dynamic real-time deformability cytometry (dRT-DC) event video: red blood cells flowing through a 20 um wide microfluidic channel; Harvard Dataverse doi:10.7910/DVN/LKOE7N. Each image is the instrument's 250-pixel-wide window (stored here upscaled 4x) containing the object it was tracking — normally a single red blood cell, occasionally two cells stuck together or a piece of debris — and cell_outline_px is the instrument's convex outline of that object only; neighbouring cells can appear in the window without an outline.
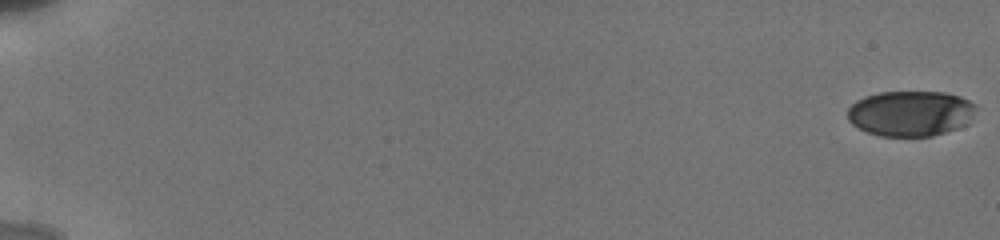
{"species": "human", "species_latin": "Homo sapiens", "temperature_condition": "cold", "stored_images_in_passage": 65, "camera_frame_rate_fps": 3000, "um_per_image_px": 0.085, "donor": {"sex": "male"}, "frame": {"image": 1, "passage_image": 1, "time_ms": 0.0, "image_size_px": [1000, 240], "cell_outline_px": [[976, 108], [968, 124], [932, 136], [880, 136], [868, 132], [852, 124], [848, 120], [848, 108], [856, 100], [864, 96], [880, 92], [944, 92], [960, 96], [976, 104]], "centroid_in_image_um": [77.39, 9.63], "position_along_channel_um": 7.6, "area_um2": 34.04}}
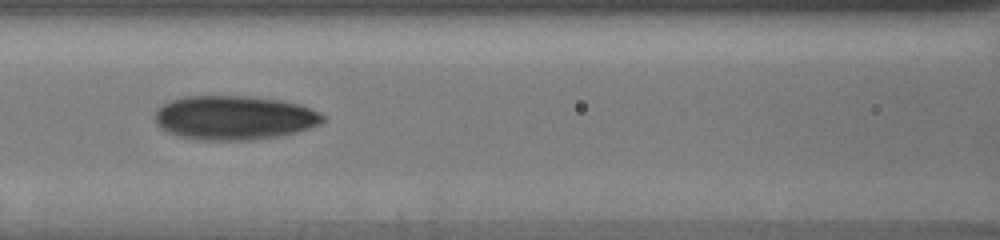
{"frame": {"image": 2, "passage_image": 33, "time_ms": 9.0, "image_size_px": [1000, 240], "cell_outline_px": [[324, 120], [320, 124], [312, 128], [300, 132], [280, 136], [252, 140], [196, 140], [180, 136], [168, 132], [160, 128], [156, 124], [156, 108], [172, 100], [184, 96], [248, 96], [280, 100], [296, 104], [320, 112], [324, 116]], "centroid_in_image_um": [19.92, 10.02], "position_along_channel_um": 146.7, "area_um2": 43.35}}
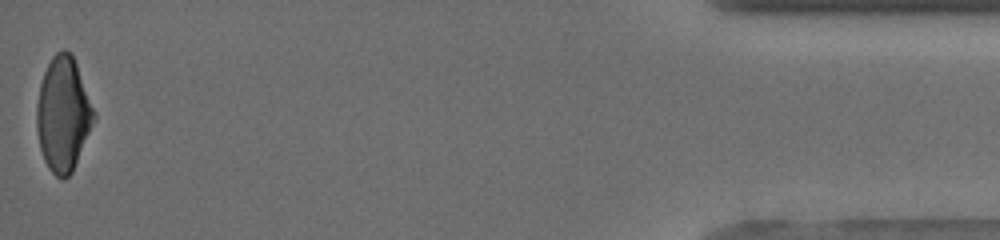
{"frame": {"image": 3, "passage_image": 65, "time_ms": 18.333, "image_size_px": [1000, 240], "cell_outline_px": [[96, 120], [72, 172], [64, 180], [60, 180], [48, 168], [44, 160], [40, 148], [36, 128], [36, 104], [40, 84], [44, 72], [52, 56], [56, 52], [64, 48], [72, 52], [96, 112]], "centroid_in_image_um": [5.38, 9.7], "position_along_channel_um": 429.8, "area_um2": 38.73}, "authors_computed_cell_mechanics": {"area_um2": 38.8994, "velocity_mm_per_s": 3.8584, "shape_relaxation_time_tau1_ms": 4.5507, "shape_relaxation_time_tau2_ms": 3.4558, "deformation_change_tau1": 0.1507, "deformation_change_tau2": 0.1053}}